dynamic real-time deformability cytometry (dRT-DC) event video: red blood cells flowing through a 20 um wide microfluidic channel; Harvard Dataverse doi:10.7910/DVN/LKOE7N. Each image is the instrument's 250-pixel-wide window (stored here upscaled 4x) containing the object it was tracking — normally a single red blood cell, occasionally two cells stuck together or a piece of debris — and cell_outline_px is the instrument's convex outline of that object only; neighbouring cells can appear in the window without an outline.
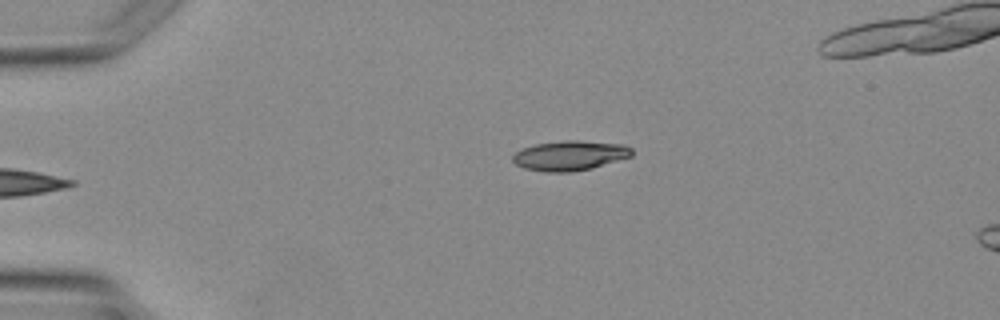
{"species": "Egyptian fruit bat (a non-hibernating species)", "species_latin": "Rousettus aegyptiacus", "temperature_condition": "warm", "stored_images_in_passage": 3, "camera_frame_rate_fps": 3000, "um_per_image_px": 0.085, "animal": {"sex": "female"}, "frame": {"image": 1, "passage_image": 3, "time_ms": 3.333, "image_size_px": [1000, 320], "cell_outline_px": [[632, 156], [592, 168], [572, 172], [544, 172], [524, 168], [516, 164], [512, 160], [512, 156], [520, 148], [536, 144], [564, 140], [576, 140], [624, 144], [632, 148]], "centroid_in_image_um": [48.43, 13.22], "position_along_channel_um": 36.6, "area_um2": 20.81}}